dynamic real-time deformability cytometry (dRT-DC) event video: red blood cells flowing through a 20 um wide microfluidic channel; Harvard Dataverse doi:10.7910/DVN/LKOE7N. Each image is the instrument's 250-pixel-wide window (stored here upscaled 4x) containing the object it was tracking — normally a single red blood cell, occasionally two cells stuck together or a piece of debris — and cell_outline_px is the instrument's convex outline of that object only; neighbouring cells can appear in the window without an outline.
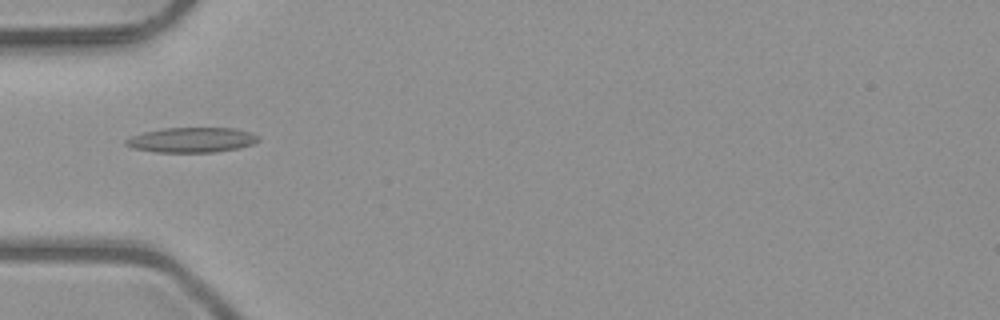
{"species": "common noctule bat (a hibernating species)", "species_latin": "Nyctalus noctula", "temperature_condition": "room temperature", "stored_images_in_passage": 1, "camera_frame_rate_fps": 3000, "um_per_image_px": 0.085, "animal": {"sex": "male", "body_mass_g": 23.1, "forearm_length_mm": 52.7}, "frame": {"image": 1, "passage_image": 1, "time_ms": 0.0, "image_size_px": [1000, 320], "cell_outline_px": [[260, 140], [252, 144], [240, 148], [212, 152], [156, 152], [132, 148], [124, 144], [124, 140], [132, 136], [144, 132], [164, 128], [236, 128], [252, 132], [260, 136]], "centroid_in_image_um": [16.33, 11.89], "position_along_channel_um": 68.7, "area_um2": 19.42}}